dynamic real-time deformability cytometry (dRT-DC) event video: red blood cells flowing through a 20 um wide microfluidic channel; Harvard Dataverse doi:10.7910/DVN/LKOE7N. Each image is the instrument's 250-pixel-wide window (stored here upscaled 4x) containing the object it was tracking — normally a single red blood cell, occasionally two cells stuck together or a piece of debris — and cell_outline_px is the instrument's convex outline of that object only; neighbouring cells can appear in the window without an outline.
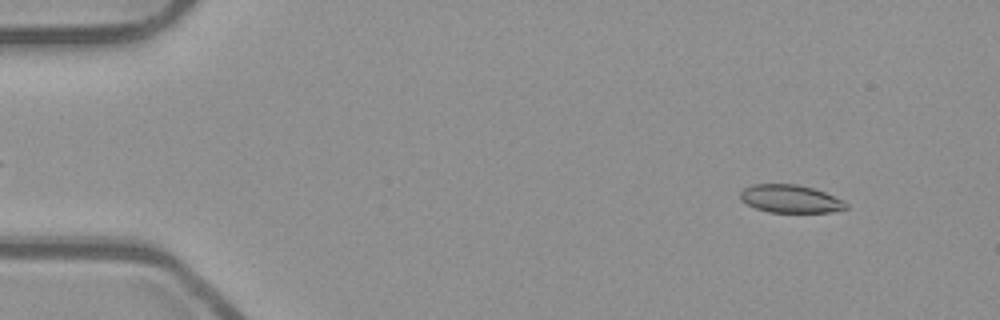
{"species": "common noctule bat (a hibernating species)", "species_latin": "Nyctalus noctula", "temperature_condition": "room temperature", "stored_images_in_passage": 53, "camera_frame_rate_fps": 3000, "um_per_image_px": 0.085, "animal": {"sex": "male", "body_mass_g": 23.1, "forearm_length_mm": 52.7}, "frame": {"image": 1, "passage_image": 5, "time_ms": 1.333, "image_size_px": [1000, 320], "cell_outline_px": [[848, 208], [828, 212], [768, 212], [756, 208], [740, 200], [740, 192], [744, 188], [752, 184], [796, 184], [812, 188], [824, 192], [848, 204]], "centroid_in_image_um": [67.13, 16.9], "position_along_channel_um": 17.9, "area_um2": 16.99}}
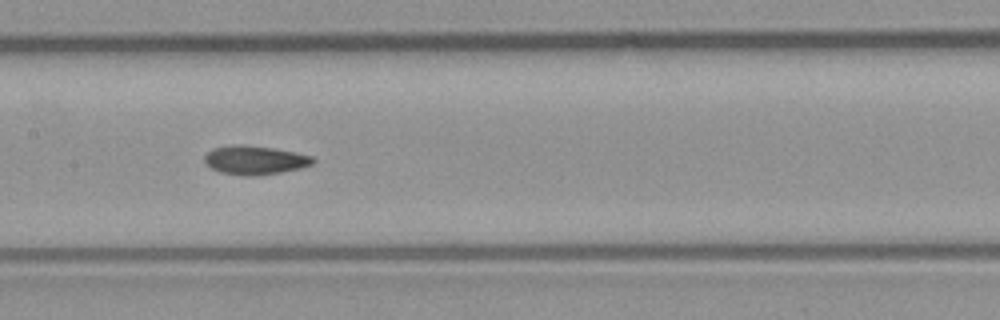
{"frame": {"image": 2, "passage_image": 26, "time_ms": 8.333, "image_size_px": [1000, 320], "cell_outline_px": [[316, 160], [312, 164], [300, 168], [280, 172], [252, 176], [240, 176], [220, 172], [212, 168], [204, 160], [204, 156], [212, 148], [232, 144], [240, 144], [272, 148], [296, 152], [312, 156]], "centroid_in_image_um": [21.65, 13.6], "position_along_channel_um": 185.7, "area_um2": 18.21}}
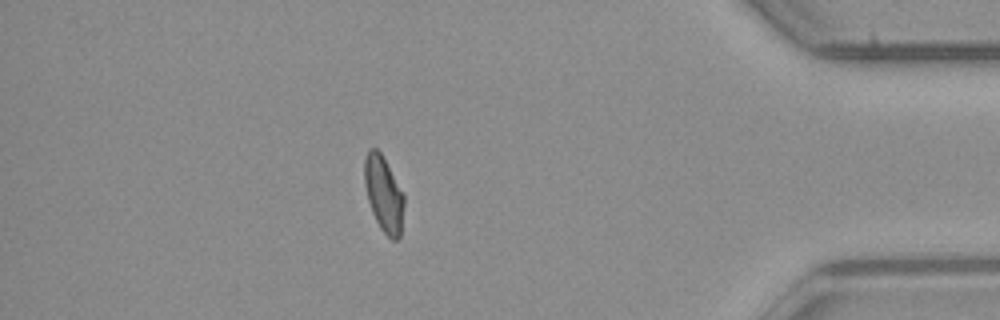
{"frame": {"image": 3, "passage_image": 46, "time_ms": 15.0, "image_size_px": [1000, 320], "cell_outline_px": [[404, 204], [400, 236], [396, 240], [392, 240], [380, 228], [372, 212], [368, 200], [364, 184], [364, 156], [368, 148], [376, 148], [380, 152], [404, 192]], "centroid_in_image_um": [32.6, 16.46], "position_along_channel_um": 402.6, "area_um2": 17.57}, "authors_computed_cell_mechanics": {"area_um2": 17.7446, "velocity_mm_per_s": 3.904, "shape_relaxation_time_tau1_ms": null, "shape_relaxation_time_tau2_ms": 2.4369, "deformation_change_tau1": null, "deformation_change_tau2": 0.077}}